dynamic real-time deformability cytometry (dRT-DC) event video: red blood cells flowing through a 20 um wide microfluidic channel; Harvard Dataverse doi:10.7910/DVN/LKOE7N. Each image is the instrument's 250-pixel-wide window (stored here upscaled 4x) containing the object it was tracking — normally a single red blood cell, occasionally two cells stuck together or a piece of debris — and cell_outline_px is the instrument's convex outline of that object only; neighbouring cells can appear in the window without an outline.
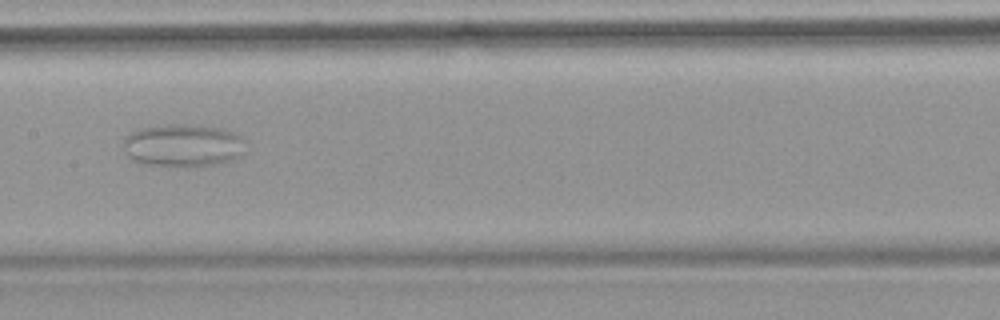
{"species": "common noctule bat (a hibernating species)", "species_latin": "Nyctalus noctula", "temperature_condition": "warm", "stored_images_in_passage": 8, "camera_frame_rate_fps": 3000, "um_per_image_px": 0.085, "animal": {"sex": "female", "body_mass_g": 18.4}, "frame": {"image": 1, "passage_image": 6, "time_ms": 6.0, "image_size_px": [1000, 320], "cell_outline_px": [[240, 136], [236, 156], [228, 160], [208, 164], [148, 164], [136, 160], [128, 156], [124, 148], [124, 140], [132, 132], [140, 128], [172, 124], [196, 124], [220, 128], [232, 132]], "centroid_in_image_um": [15.44, 12.29], "position_along_channel_um": 192.0, "area_um2": 28.55}}
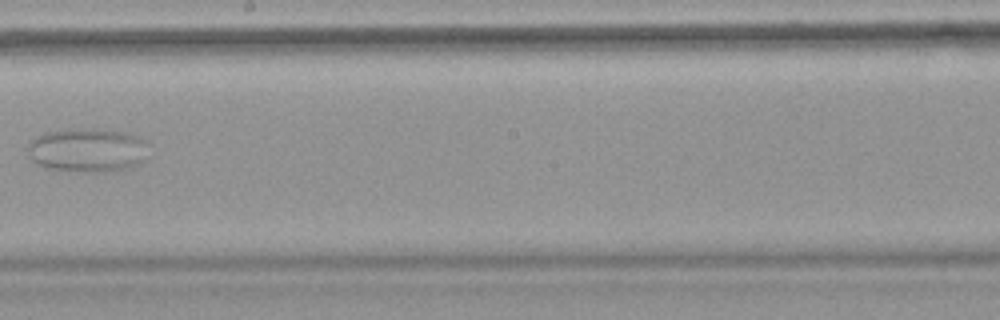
{"frame": {"image": 2, "passage_image": 7, "time_ms": 7.333, "image_size_px": [1000, 320], "cell_outline_px": [[148, 144], [140, 164], [128, 168], [104, 172], [88, 172], [48, 168], [32, 160], [28, 148], [28, 144], [36, 136], [44, 132], [128, 132], [140, 136]], "centroid_in_image_um": [7.46, 12.81], "position_along_channel_um": 240.7, "area_um2": 29.54}}